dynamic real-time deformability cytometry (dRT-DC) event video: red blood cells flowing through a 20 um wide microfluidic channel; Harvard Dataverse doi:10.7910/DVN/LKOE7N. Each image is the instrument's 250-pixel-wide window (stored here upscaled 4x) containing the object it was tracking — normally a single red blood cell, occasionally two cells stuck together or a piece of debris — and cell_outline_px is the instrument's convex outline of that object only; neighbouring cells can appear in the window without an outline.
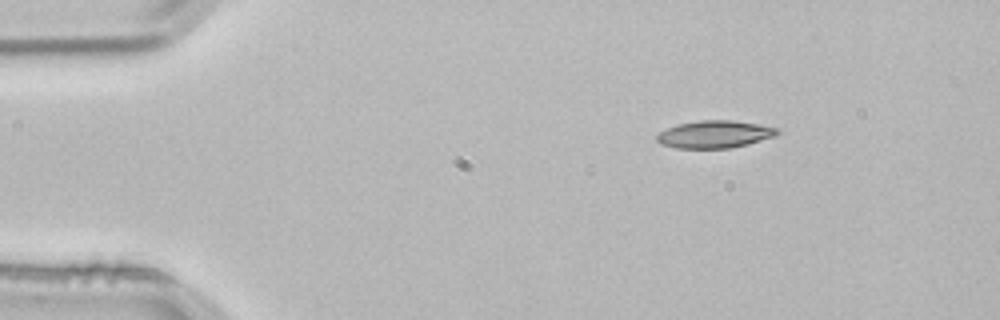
{"species": "common noctule bat (a hibernating species)", "species_latin": "Nyctalus noctula", "temperature_condition": "room temperature", "stored_images_in_passage": 2, "camera_frame_rate_fps": 3000, "um_per_image_px": 0.085, "animal": {"sex": "male", "body_mass_g": 21.5, "forearm_length_mm": 52.0}, "frame": {"image": 1, "passage_image": 1, "time_ms": 0.0, "image_size_px": [1000, 320], "cell_outline_px": [[780, 132], [776, 136], [748, 144], [728, 148], [676, 148], [660, 144], [656, 140], [656, 136], [660, 132], [676, 124], [700, 120], [732, 120], [760, 124], [776, 128]], "centroid_in_image_um": [60.74, 11.41], "position_along_channel_um": 24.3, "area_um2": 19.31}}